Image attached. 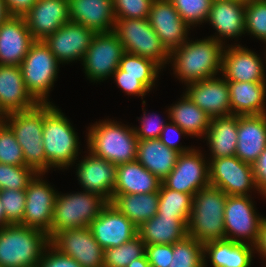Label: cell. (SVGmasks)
<instances>
[{
    "mask_svg": "<svg viewBox=\"0 0 266 267\" xmlns=\"http://www.w3.org/2000/svg\"><path fill=\"white\" fill-rule=\"evenodd\" d=\"M37 104L26 89L21 67L0 65V116L29 110Z\"/></svg>",
    "mask_w": 266,
    "mask_h": 267,
    "instance_id": "25",
    "label": "cell"
},
{
    "mask_svg": "<svg viewBox=\"0 0 266 267\" xmlns=\"http://www.w3.org/2000/svg\"><path fill=\"white\" fill-rule=\"evenodd\" d=\"M258 192L266 199V148L252 164Z\"/></svg>",
    "mask_w": 266,
    "mask_h": 267,
    "instance_id": "51",
    "label": "cell"
},
{
    "mask_svg": "<svg viewBox=\"0 0 266 267\" xmlns=\"http://www.w3.org/2000/svg\"><path fill=\"white\" fill-rule=\"evenodd\" d=\"M148 20L169 53L189 39L192 29L182 20L171 1L154 0Z\"/></svg>",
    "mask_w": 266,
    "mask_h": 267,
    "instance_id": "18",
    "label": "cell"
},
{
    "mask_svg": "<svg viewBox=\"0 0 266 267\" xmlns=\"http://www.w3.org/2000/svg\"><path fill=\"white\" fill-rule=\"evenodd\" d=\"M34 42L24 17L10 15L0 26V65L20 66Z\"/></svg>",
    "mask_w": 266,
    "mask_h": 267,
    "instance_id": "24",
    "label": "cell"
},
{
    "mask_svg": "<svg viewBox=\"0 0 266 267\" xmlns=\"http://www.w3.org/2000/svg\"><path fill=\"white\" fill-rule=\"evenodd\" d=\"M266 148V114L238 116L235 156L253 164Z\"/></svg>",
    "mask_w": 266,
    "mask_h": 267,
    "instance_id": "27",
    "label": "cell"
},
{
    "mask_svg": "<svg viewBox=\"0 0 266 267\" xmlns=\"http://www.w3.org/2000/svg\"><path fill=\"white\" fill-rule=\"evenodd\" d=\"M6 226V216L4 207L2 206V203L0 201V228Z\"/></svg>",
    "mask_w": 266,
    "mask_h": 267,
    "instance_id": "56",
    "label": "cell"
},
{
    "mask_svg": "<svg viewBox=\"0 0 266 267\" xmlns=\"http://www.w3.org/2000/svg\"><path fill=\"white\" fill-rule=\"evenodd\" d=\"M109 203L138 228L157 214L159 194H113Z\"/></svg>",
    "mask_w": 266,
    "mask_h": 267,
    "instance_id": "35",
    "label": "cell"
},
{
    "mask_svg": "<svg viewBox=\"0 0 266 267\" xmlns=\"http://www.w3.org/2000/svg\"><path fill=\"white\" fill-rule=\"evenodd\" d=\"M168 267H204L203 244L188 235L174 243Z\"/></svg>",
    "mask_w": 266,
    "mask_h": 267,
    "instance_id": "39",
    "label": "cell"
},
{
    "mask_svg": "<svg viewBox=\"0 0 266 267\" xmlns=\"http://www.w3.org/2000/svg\"><path fill=\"white\" fill-rule=\"evenodd\" d=\"M195 148L179 154L173 170L161 181L166 188L194 196L210 185L209 161L201 149Z\"/></svg>",
    "mask_w": 266,
    "mask_h": 267,
    "instance_id": "13",
    "label": "cell"
},
{
    "mask_svg": "<svg viewBox=\"0 0 266 267\" xmlns=\"http://www.w3.org/2000/svg\"><path fill=\"white\" fill-rule=\"evenodd\" d=\"M145 254L152 267H168L173 255L172 244L145 245Z\"/></svg>",
    "mask_w": 266,
    "mask_h": 267,
    "instance_id": "49",
    "label": "cell"
},
{
    "mask_svg": "<svg viewBox=\"0 0 266 267\" xmlns=\"http://www.w3.org/2000/svg\"><path fill=\"white\" fill-rule=\"evenodd\" d=\"M182 135L187 136L186 132L180 126L169 121L168 123H166L163 130L161 131L159 140L164 143L168 148H171L180 154L186 153L191 151L194 146L184 147L181 145V143L179 144L178 142L180 141H178V139L180 140V137H182Z\"/></svg>",
    "mask_w": 266,
    "mask_h": 267,
    "instance_id": "47",
    "label": "cell"
},
{
    "mask_svg": "<svg viewBox=\"0 0 266 267\" xmlns=\"http://www.w3.org/2000/svg\"><path fill=\"white\" fill-rule=\"evenodd\" d=\"M143 109V116L137 117L140 120V127H133L134 132L138 140H150V139H159L161 131L167 122L163 119H159V115L146 113V109ZM149 114V115H147Z\"/></svg>",
    "mask_w": 266,
    "mask_h": 267,
    "instance_id": "46",
    "label": "cell"
},
{
    "mask_svg": "<svg viewBox=\"0 0 266 267\" xmlns=\"http://www.w3.org/2000/svg\"><path fill=\"white\" fill-rule=\"evenodd\" d=\"M227 194L218 187L208 185L193 196L187 234L205 244L225 239L224 210Z\"/></svg>",
    "mask_w": 266,
    "mask_h": 267,
    "instance_id": "4",
    "label": "cell"
},
{
    "mask_svg": "<svg viewBox=\"0 0 266 267\" xmlns=\"http://www.w3.org/2000/svg\"><path fill=\"white\" fill-rule=\"evenodd\" d=\"M37 173L28 166L0 163V190H26Z\"/></svg>",
    "mask_w": 266,
    "mask_h": 267,
    "instance_id": "41",
    "label": "cell"
},
{
    "mask_svg": "<svg viewBox=\"0 0 266 267\" xmlns=\"http://www.w3.org/2000/svg\"><path fill=\"white\" fill-rule=\"evenodd\" d=\"M213 0H171L182 20L190 27L205 23Z\"/></svg>",
    "mask_w": 266,
    "mask_h": 267,
    "instance_id": "40",
    "label": "cell"
},
{
    "mask_svg": "<svg viewBox=\"0 0 266 267\" xmlns=\"http://www.w3.org/2000/svg\"><path fill=\"white\" fill-rule=\"evenodd\" d=\"M238 116L214 117L205 136L210 157L217 159L235 155L237 148Z\"/></svg>",
    "mask_w": 266,
    "mask_h": 267,
    "instance_id": "31",
    "label": "cell"
},
{
    "mask_svg": "<svg viewBox=\"0 0 266 267\" xmlns=\"http://www.w3.org/2000/svg\"><path fill=\"white\" fill-rule=\"evenodd\" d=\"M87 150L115 165L136 160L138 138L133 126L111 119L88 126Z\"/></svg>",
    "mask_w": 266,
    "mask_h": 267,
    "instance_id": "3",
    "label": "cell"
},
{
    "mask_svg": "<svg viewBox=\"0 0 266 267\" xmlns=\"http://www.w3.org/2000/svg\"><path fill=\"white\" fill-rule=\"evenodd\" d=\"M182 97L166 110L167 120L180 126L191 138H205L211 117L183 92ZM193 136V137H192Z\"/></svg>",
    "mask_w": 266,
    "mask_h": 267,
    "instance_id": "32",
    "label": "cell"
},
{
    "mask_svg": "<svg viewBox=\"0 0 266 267\" xmlns=\"http://www.w3.org/2000/svg\"><path fill=\"white\" fill-rule=\"evenodd\" d=\"M266 40V0L248 1L245 5V34Z\"/></svg>",
    "mask_w": 266,
    "mask_h": 267,
    "instance_id": "42",
    "label": "cell"
},
{
    "mask_svg": "<svg viewBox=\"0 0 266 267\" xmlns=\"http://www.w3.org/2000/svg\"><path fill=\"white\" fill-rule=\"evenodd\" d=\"M261 57L241 44H226L222 52L221 75L227 82L266 83Z\"/></svg>",
    "mask_w": 266,
    "mask_h": 267,
    "instance_id": "16",
    "label": "cell"
},
{
    "mask_svg": "<svg viewBox=\"0 0 266 267\" xmlns=\"http://www.w3.org/2000/svg\"><path fill=\"white\" fill-rule=\"evenodd\" d=\"M70 22L95 33L112 32L115 22L112 0H69Z\"/></svg>",
    "mask_w": 266,
    "mask_h": 267,
    "instance_id": "26",
    "label": "cell"
},
{
    "mask_svg": "<svg viewBox=\"0 0 266 267\" xmlns=\"http://www.w3.org/2000/svg\"><path fill=\"white\" fill-rule=\"evenodd\" d=\"M112 32L119 38L126 53L156 62L162 69L169 65L170 53L146 19H115Z\"/></svg>",
    "mask_w": 266,
    "mask_h": 267,
    "instance_id": "8",
    "label": "cell"
},
{
    "mask_svg": "<svg viewBox=\"0 0 266 267\" xmlns=\"http://www.w3.org/2000/svg\"><path fill=\"white\" fill-rule=\"evenodd\" d=\"M0 163L25 165L22 148L11 128L3 120L0 122Z\"/></svg>",
    "mask_w": 266,
    "mask_h": 267,
    "instance_id": "43",
    "label": "cell"
},
{
    "mask_svg": "<svg viewBox=\"0 0 266 267\" xmlns=\"http://www.w3.org/2000/svg\"><path fill=\"white\" fill-rule=\"evenodd\" d=\"M95 34L84 25L68 22L48 36L44 43L60 64L82 62Z\"/></svg>",
    "mask_w": 266,
    "mask_h": 267,
    "instance_id": "17",
    "label": "cell"
},
{
    "mask_svg": "<svg viewBox=\"0 0 266 267\" xmlns=\"http://www.w3.org/2000/svg\"><path fill=\"white\" fill-rule=\"evenodd\" d=\"M36 0H5L6 8L10 15L24 16Z\"/></svg>",
    "mask_w": 266,
    "mask_h": 267,
    "instance_id": "52",
    "label": "cell"
},
{
    "mask_svg": "<svg viewBox=\"0 0 266 267\" xmlns=\"http://www.w3.org/2000/svg\"><path fill=\"white\" fill-rule=\"evenodd\" d=\"M179 154L159 139L139 140L136 160L162 181L173 170Z\"/></svg>",
    "mask_w": 266,
    "mask_h": 267,
    "instance_id": "33",
    "label": "cell"
},
{
    "mask_svg": "<svg viewBox=\"0 0 266 267\" xmlns=\"http://www.w3.org/2000/svg\"><path fill=\"white\" fill-rule=\"evenodd\" d=\"M108 203L103 196L84 190L69 194L58 192L48 239L66 229L89 227Z\"/></svg>",
    "mask_w": 266,
    "mask_h": 267,
    "instance_id": "7",
    "label": "cell"
},
{
    "mask_svg": "<svg viewBox=\"0 0 266 267\" xmlns=\"http://www.w3.org/2000/svg\"><path fill=\"white\" fill-rule=\"evenodd\" d=\"M255 252L259 253L258 255L266 260V218L264 219L261 227L258 241L255 245Z\"/></svg>",
    "mask_w": 266,
    "mask_h": 267,
    "instance_id": "53",
    "label": "cell"
},
{
    "mask_svg": "<svg viewBox=\"0 0 266 267\" xmlns=\"http://www.w3.org/2000/svg\"><path fill=\"white\" fill-rule=\"evenodd\" d=\"M43 139L48 170L72 167L79 159L78 133L61 109L52 102L44 103ZM78 157V158H77Z\"/></svg>",
    "mask_w": 266,
    "mask_h": 267,
    "instance_id": "2",
    "label": "cell"
},
{
    "mask_svg": "<svg viewBox=\"0 0 266 267\" xmlns=\"http://www.w3.org/2000/svg\"><path fill=\"white\" fill-rule=\"evenodd\" d=\"M154 0H112L115 19H146Z\"/></svg>",
    "mask_w": 266,
    "mask_h": 267,
    "instance_id": "45",
    "label": "cell"
},
{
    "mask_svg": "<svg viewBox=\"0 0 266 267\" xmlns=\"http://www.w3.org/2000/svg\"><path fill=\"white\" fill-rule=\"evenodd\" d=\"M9 16L10 14L6 8L5 0H0V26Z\"/></svg>",
    "mask_w": 266,
    "mask_h": 267,
    "instance_id": "55",
    "label": "cell"
},
{
    "mask_svg": "<svg viewBox=\"0 0 266 267\" xmlns=\"http://www.w3.org/2000/svg\"><path fill=\"white\" fill-rule=\"evenodd\" d=\"M245 5L237 0H213L206 23L216 32L209 37L226 45L230 38L237 41L245 35Z\"/></svg>",
    "mask_w": 266,
    "mask_h": 267,
    "instance_id": "23",
    "label": "cell"
},
{
    "mask_svg": "<svg viewBox=\"0 0 266 267\" xmlns=\"http://www.w3.org/2000/svg\"><path fill=\"white\" fill-rule=\"evenodd\" d=\"M0 201L5 211L6 225L22 224L25 213V190H0Z\"/></svg>",
    "mask_w": 266,
    "mask_h": 267,
    "instance_id": "44",
    "label": "cell"
},
{
    "mask_svg": "<svg viewBox=\"0 0 266 267\" xmlns=\"http://www.w3.org/2000/svg\"><path fill=\"white\" fill-rule=\"evenodd\" d=\"M81 161H75L76 176L82 190L97 193L108 202L112 199L116 184L117 165L93 155L87 150ZM79 162V163H76Z\"/></svg>",
    "mask_w": 266,
    "mask_h": 267,
    "instance_id": "19",
    "label": "cell"
},
{
    "mask_svg": "<svg viewBox=\"0 0 266 267\" xmlns=\"http://www.w3.org/2000/svg\"><path fill=\"white\" fill-rule=\"evenodd\" d=\"M251 196H227L224 210L225 239L255 246L266 217L256 212Z\"/></svg>",
    "mask_w": 266,
    "mask_h": 267,
    "instance_id": "10",
    "label": "cell"
},
{
    "mask_svg": "<svg viewBox=\"0 0 266 267\" xmlns=\"http://www.w3.org/2000/svg\"><path fill=\"white\" fill-rule=\"evenodd\" d=\"M49 243L60 253L74 258L82 267L104 266V249L95 240L89 227L60 231Z\"/></svg>",
    "mask_w": 266,
    "mask_h": 267,
    "instance_id": "15",
    "label": "cell"
},
{
    "mask_svg": "<svg viewBox=\"0 0 266 267\" xmlns=\"http://www.w3.org/2000/svg\"><path fill=\"white\" fill-rule=\"evenodd\" d=\"M127 267H152L147 259L146 254L142 257L133 260Z\"/></svg>",
    "mask_w": 266,
    "mask_h": 267,
    "instance_id": "54",
    "label": "cell"
},
{
    "mask_svg": "<svg viewBox=\"0 0 266 267\" xmlns=\"http://www.w3.org/2000/svg\"><path fill=\"white\" fill-rule=\"evenodd\" d=\"M255 253V246L247 243L227 239L207 242L203 245L204 267L207 259L213 267H251Z\"/></svg>",
    "mask_w": 266,
    "mask_h": 267,
    "instance_id": "28",
    "label": "cell"
},
{
    "mask_svg": "<svg viewBox=\"0 0 266 267\" xmlns=\"http://www.w3.org/2000/svg\"><path fill=\"white\" fill-rule=\"evenodd\" d=\"M224 45L213 38H190L179 48L170 52L169 61L173 74L184 85L199 82L221 73Z\"/></svg>",
    "mask_w": 266,
    "mask_h": 267,
    "instance_id": "1",
    "label": "cell"
},
{
    "mask_svg": "<svg viewBox=\"0 0 266 267\" xmlns=\"http://www.w3.org/2000/svg\"><path fill=\"white\" fill-rule=\"evenodd\" d=\"M159 203L156 215L177 216L186 226L192 210L193 195L166 188H159Z\"/></svg>",
    "mask_w": 266,
    "mask_h": 267,
    "instance_id": "37",
    "label": "cell"
},
{
    "mask_svg": "<svg viewBox=\"0 0 266 267\" xmlns=\"http://www.w3.org/2000/svg\"><path fill=\"white\" fill-rule=\"evenodd\" d=\"M60 63L44 41H35L20 67L27 91L38 103H50L49 94L57 81Z\"/></svg>",
    "mask_w": 266,
    "mask_h": 267,
    "instance_id": "9",
    "label": "cell"
},
{
    "mask_svg": "<svg viewBox=\"0 0 266 267\" xmlns=\"http://www.w3.org/2000/svg\"><path fill=\"white\" fill-rule=\"evenodd\" d=\"M161 180L137 160L117 165L113 194H141L159 192Z\"/></svg>",
    "mask_w": 266,
    "mask_h": 267,
    "instance_id": "30",
    "label": "cell"
},
{
    "mask_svg": "<svg viewBox=\"0 0 266 267\" xmlns=\"http://www.w3.org/2000/svg\"><path fill=\"white\" fill-rule=\"evenodd\" d=\"M89 229L104 250L118 247L138 234L137 227L110 203L90 223Z\"/></svg>",
    "mask_w": 266,
    "mask_h": 267,
    "instance_id": "20",
    "label": "cell"
},
{
    "mask_svg": "<svg viewBox=\"0 0 266 267\" xmlns=\"http://www.w3.org/2000/svg\"><path fill=\"white\" fill-rule=\"evenodd\" d=\"M231 115L266 114V83L228 82Z\"/></svg>",
    "mask_w": 266,
    "mask_h": 267,
    "instance_id": "29",
    "label": "cell"
},
{
    "mask_svg": "<svg viewBox=\"0 0 266 267\" xmlns=\"http://www.w3.org/2000/svg\"><path fill=\"white\" fill-rule=\"evenodd\" d=\"M3 121L11 128L22 148L25 166L36 173H47L48 161L42 144L44 103H38L29 110L3 116Z\"/></svg>",
    "mask_w": 266,
    "mask_h": 267,
    "instance_id": "5",
    "label": "cell"
},
{
    "mask_svg": "<svg viewBox=\"0 0 266 267\" xmlns=\"http://www.w3.org/2000/svg\"><path fill=\"white\" fill-rule=\"evenodd\" d=\"M208 161L210 185L218 187L228 196H252V191H258L251 164L235 155Z\"/></svg>",
    "mask_w": 266,
    "mask_h": 267,
    "instance_id": "12",
    "label": "cell"
},
{
    "mask_svg": "<svg viewBox=\"0 0 266 267\" xmlns=\"http://www.w3.org/2000/svg\"><path fill=\"white\" fill-rule=\"evenodd\" d=\"M163 69L154 61L138 55L124 53L118 69L112 76L139 77V81L151 91Z\"/></svg>",
    "mask_w": 266,
    "mask_h": 267,
    "instance_id": "36",
    "label": "cell"
},
{
    "mask_svg": "<svg viewBox=\"0 0 266 267\" xmlns=\"http://www.w3.org/2000/svg\"><path fill=\"white\" fill-rule=\"evenodd\" d=\"M114 78L115 83L117 84L120 90H123L128 96H141L143 97L150 91L139 81V77H131V76H112Z\"/></svg>",
    "mask_w": 266,
    "mask_h": 267,
    "instance_id": "50",
    "label": "cell"
},
{
    "mask_svg": "<svg viewBox=\"0 0 266 267\" xmlns=\"http://www.w3.org/2000/svg\"><path fill=\"white\" fill-rule=\"evenodd\" d=\"M35 41H44L70 22L68 0H36L23 16Z\"/></svg>",
    "mask_w": 266,
    "mask_h": 267,
    "instance_id": "22",
    "label": "cell"
},
{
    "mask_svg": "<svg viewBox=\"0 0 266 267\" xmlns=\"http://www.w3.org/2000/svg\"><path fill=\"white\" fill-rule=\"evenodd\" d=\"M124 53L123 45L113 32L96 33L81 62L85 77L94 83L112 77Z\"/></svg>",
    "mask_w": 266,
    "mask_h": 267,
    "instance_id": "11",
    "label": "cell"
},
{
    "mask_svg": "<svg viewBox=\"0 0 266 267\" xmlns=\"http://www.w3.org/2000/svg\"><path fill=\"white\" fill-rule=\"evenodd\" d=\"M184 93L211 118L231 115L228 82L222 75L191 83Z\"/></svg>",
    "mask_w": 266,
    "mask_h": 267,
    "instance_id": "21",
    "label": "cell"
},
{
    "mask_svg": "<svg viewBox=\"0 0 266 267\" xmlns=\"http://www.w3.org/2000/svg\"><path fill=\"white\" fill-rule=\"evenodd\" d=\"M48 244V236L38 229L21 224L1 227L0 267L36 266Z\"/></svg>",
    "mask_w": 266,
    "mask_h": 267,
    "instance_id": "6",
    "label": "cell"
},
{
    "mask_svg": "<svg viewBox=\"0 0 266 267\" xmlns=\"http://www.w3.org/2000/svg\"><path fill=\"white\" fill-rule=\"evenodd\" d=\"M137 229L145 245H173L188 235L187 226L177 216L155 215Z\"/></svg>",
    "mask_w": 266,
    "mask_h": 267,
    "instance_id": "34",
    "label": "cell"
},
{
    "mask_svg": "<svg viewBox=\"0 0 266 267\" xmlns=\"http://www.w3.org/2000/svg\"><path fill=\"white\" fill-rule=\"evenodd\" d=\"M39 267H82L74 258L60 253L50 243L44 249Z\"/></svg>",
    "mask_w": 266,
    "mask_h": 267,
    "instance_id": "48",
    "label": "cell"
},
{
    "mask_svg": "<svg viewBox=\"0 0 266 267\" xmlns=\"http://www.w3.org/2000/svg\"><path fill=\"white\" fill-rule=\"evenodd\" d=\"M237 1H241V2L247 3L249 0H237Z\"/></svg>",
    "mask_w": 266,
    "mask_h": 267,
    "instance_id": "57",
    "label": "cell"
},
{
    "mask_svg": "<svg viewBox=\"0 0 266 267\" xmlns=\"http://www.w3.org/2000/svg\"><path fill=\"white\" fill-rule=\"evenodd\" d=\"M145 254V243L137 234L118 247L104 250L103 267H127L133 260Z\"/></svg>",
    "mask_w": 266,
    "mask_h": 267,
    "instance_id": "38",
    "label": "cell"
},
{
    "mask_svg": "<svg viewBox=\"0 0 266 267\" xmlns=\"http://www.w3.org/2000/svg\"><path fill=\"white\" fill-rule=\"evenodd\" d=\"M44 175L37 173L25 190V213L21 225L38 229L48 235L58 191L43 179Z\"/></svg>",
    "mask_w": 266,
    "mask_h": 267,
    "instance_id": "14",
    "label": "cell"
}]
</instances>
